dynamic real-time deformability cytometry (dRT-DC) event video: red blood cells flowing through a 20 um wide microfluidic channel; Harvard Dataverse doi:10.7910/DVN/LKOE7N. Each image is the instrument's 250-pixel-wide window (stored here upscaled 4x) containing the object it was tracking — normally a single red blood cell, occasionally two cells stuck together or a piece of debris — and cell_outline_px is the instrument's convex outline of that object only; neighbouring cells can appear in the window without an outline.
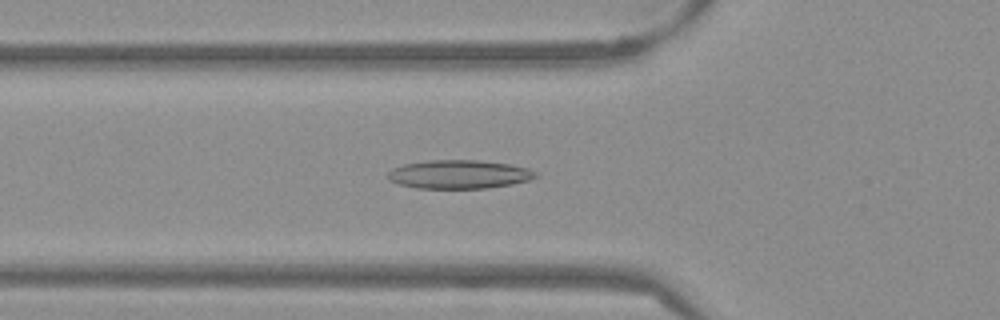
{"species": "Egyptian fruit bat (a non-hibernating species)", "species_latin": "Rousettus aegyptiacus", "temperature_condition": "warm", "stored_images_in_passage": 52, "camera_frame_rate_fps": 3000, "um_per_image_px": 0.085, "frame": {"image": 1, "passage_image": 18, "time_ms": 5.667, "image_size_px": [1000, 320], "cell_outline_px": [[540, 176], [528, 180], [512, 184], [488, 188], [416, 188], [400, 184], [388, 180], [388, 172], [392, 168], [404, 164], [428, 160], [480, 160], [508, 164], [528, 168], [536, 172]], "centroid_in_image_um": [39.02, 14.81], "position_along_channel_um": 86.8, "area_um2": 24.68}}
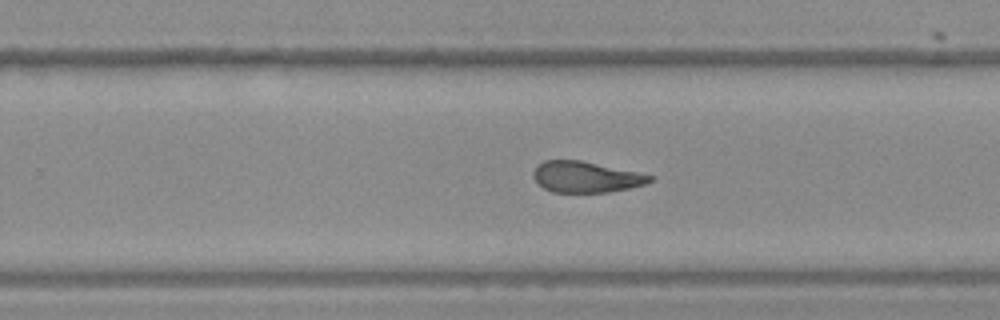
{"frame": {"image": 2, "passage_image": 33, "time_ms": 10.667, "image_size_px": [1000, 320], "cell_outline_px": [[656, 176], [652, 180], [644, 184], [628, 188], [608, 192], [552, 192], [536, 184], [532, 176], [532, 172], [536, 164], [544, 160], [580, 160]], "centroid_in_image_um": [49.73, 15.03], "position_along_channel_um": 280.1, "area_um2": 21.15}}
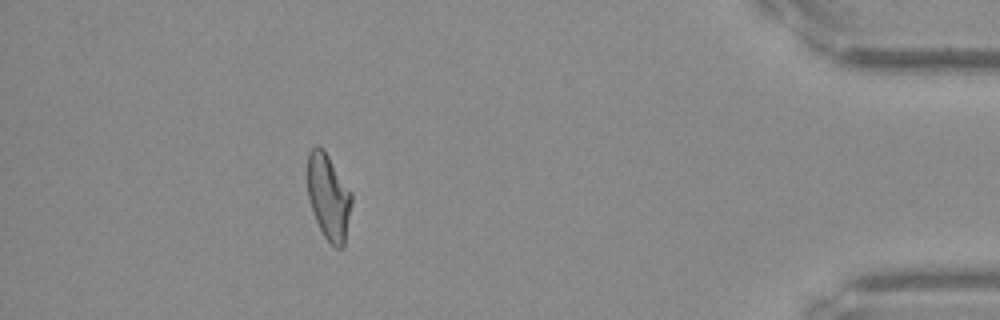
{"frame": {"image": 3, "passage_image": 47, "time_ms": 15.333, "image_size_px": [1000, 320], "cell_outline_px": [[352, 200], [344, 248], [336, 248], [324, 236], [312, 212], [308, 196], [308, 152], [316, 144], [324, 148], [352, 192]], "centroid_in_image_um": [27.93, 16.71], "position_along_channel_um": 407.3, "area_um2": 22.2}, "authors_computed_cell_mechanics": {"area_um2": 22.7443, "velocity_mm_per_s": 3.8507, "shape_relaxation_time_tau1_ms": null, "shape_relaxation_time_tau2_ms": 2.2823, "deformation_change_tau1": null, "deformation_change_tau2": 0.1115}}